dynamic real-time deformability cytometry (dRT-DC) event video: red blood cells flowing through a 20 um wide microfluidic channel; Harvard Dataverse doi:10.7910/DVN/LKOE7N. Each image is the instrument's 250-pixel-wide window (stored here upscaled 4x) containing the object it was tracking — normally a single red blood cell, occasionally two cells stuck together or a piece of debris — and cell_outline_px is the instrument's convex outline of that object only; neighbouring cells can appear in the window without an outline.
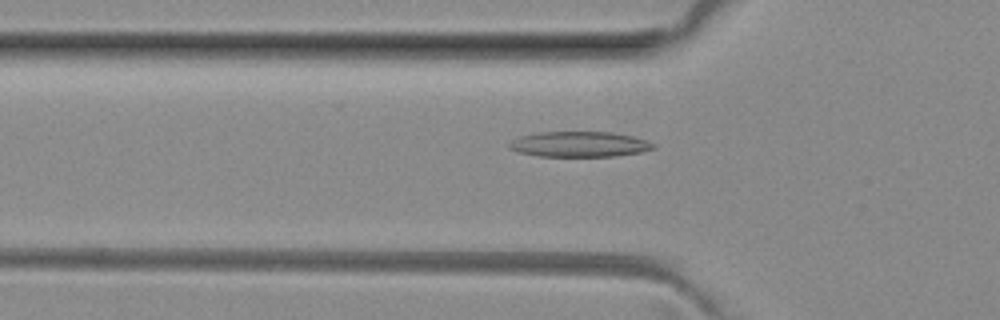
{"species": "common noctule bat (a hibernating species)", "species_latin": "Nyctalus noctula", "temperature_condition": "room temperature", "stored_images_in_passage": 47, "camera_frame_rate_fps": 3000, "um_per_image_px": 0.085, "animal": {"sex": "female", "body_mass_g": 29.2, "forearm_length_mm": 56.3}, "frame": {"image": 1, "passage_image": 15, "time_ms": 4.667, "image_size_px": [1000, 320], "cell_outline_px": [[656, 148], [640, 152], [612, 156], [536, 156], [516, 152], [508, 148], [508, 140], [520, 136], [540, 132], [612, 132], [632, 136], [656, 144]], "centroid_in_image_um": [49.18, 12.26], "position_along_channel_um": 76.6, "area_um2": 21.44}}
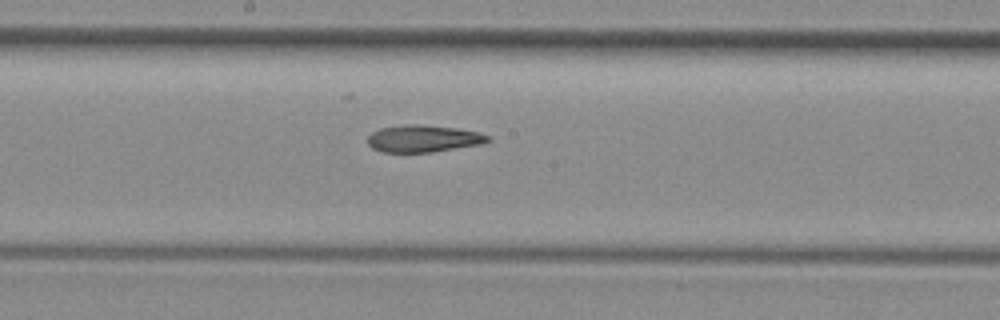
{"frame": {"image": 2, "passage_image": 25, "time_ms": 8.0, "image_size_px": [1000, 320], "cell_outline_px": [[492, 140], [480, 144], [432, 152], [380, 152], [372, 148], [368, 144], [368, 136], [372, 132], [380, 128], [404, 124], [412, 124], [456, 128], [480, 132], [488, 136]], "centroid_in_image_um": [35.96, 11.78], "position_along_channel_um": 212.2, "area_um2": 18.9}}
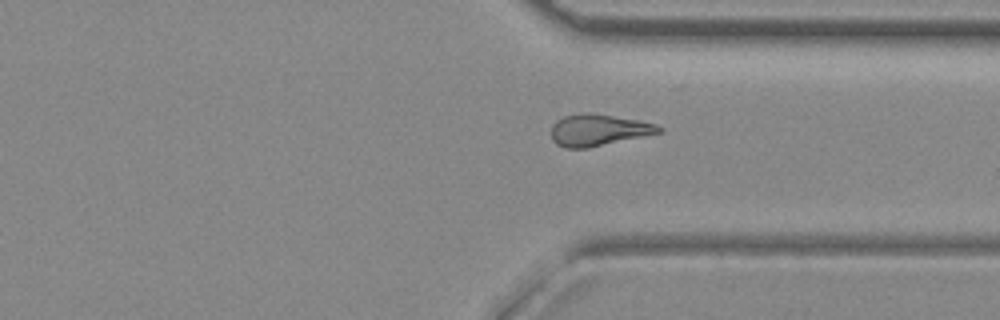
{"frame": {"image": 3, "passage_image": 36, "time_ms": 11.667, "image_size_px": [1000, 320], "cell_outline_px": [[664, 132], [588, 148], [564, 148], [556, 144], [552, 140], [552, 124], [556, 120], [564, 116], [584, 112], [588, 112], [640, 120], [656, 124], [664, 128]], "centroid_in_image_um": [50.89, 11.05], "position_along_channel_um": 360.5, "area_um2": 20.06}, "authors_computed_cell_mechanics": {"area_um2": 19.7676, "velocity_mm_per_s": 4.056, "shape_relaxation_time_tau1_ms": null, "shape_relaxation_time_tau2_ms": 6.4734, "deformation_change_tau1": null, "deformation_change_tau2": 0.1913}}